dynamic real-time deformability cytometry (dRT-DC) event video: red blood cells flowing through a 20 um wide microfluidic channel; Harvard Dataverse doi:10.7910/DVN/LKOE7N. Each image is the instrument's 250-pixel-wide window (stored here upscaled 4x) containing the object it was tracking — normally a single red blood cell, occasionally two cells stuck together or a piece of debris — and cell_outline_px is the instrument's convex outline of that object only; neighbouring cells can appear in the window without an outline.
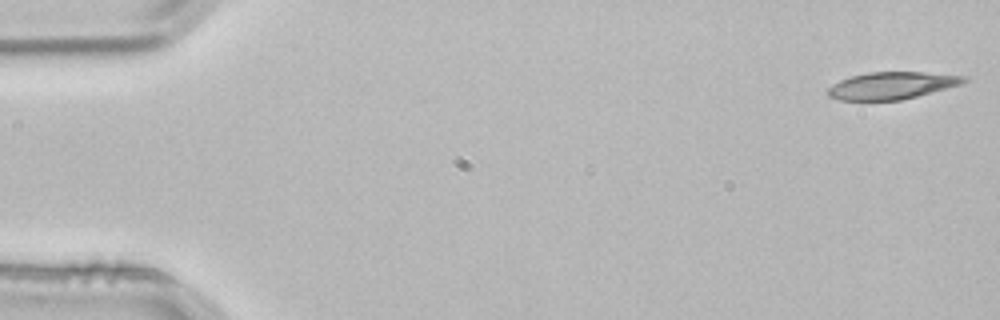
{"species": "common noctule bat (a hibernating species)", "species_latin": "Nyctalus noctula", "temperature_condition": "room temperature", "stored_images_in_passage": 5, "camera_frame_rate_fps": 3000, "um_per_image_px": 0.085, "animal": {"sex": "male", "body_mass_g": 21.5, "forearm_length_mm": 52.0}, "frame": {"image": 1, "passage_image": 5, "time_ms": 1.333, "image_size_px": [1000, 320], "cell_outline_px": [[968, 80], [960, 84], [916, 96], [900, 100], [840, 100], [828, 96], [828, 88], [840, 80], [852, 76], [868, 72], [924, 72], [964, 76]], "centroid_in_image_um": [75.77, 7.27], "position_along_channel_um": 9.2, "area_um2": 21.15}}